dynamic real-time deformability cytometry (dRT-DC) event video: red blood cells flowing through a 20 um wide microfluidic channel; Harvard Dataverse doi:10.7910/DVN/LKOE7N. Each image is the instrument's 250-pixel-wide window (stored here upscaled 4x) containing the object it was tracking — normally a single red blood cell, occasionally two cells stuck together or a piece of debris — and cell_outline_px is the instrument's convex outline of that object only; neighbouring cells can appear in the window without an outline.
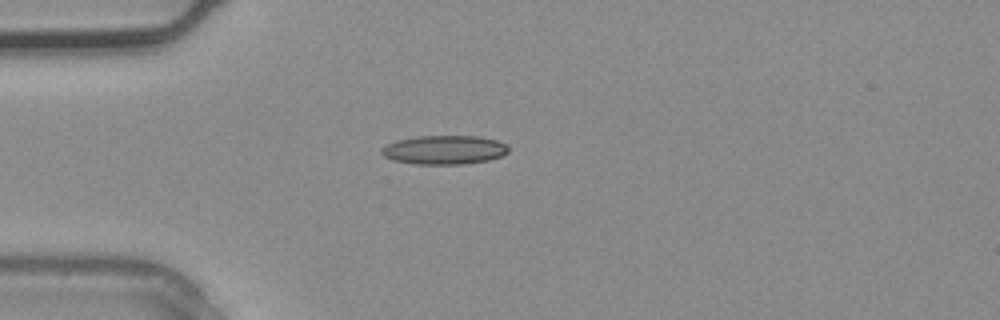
{"species": "common noctule bat (a hibernating species)", "species_latin": "Nyctalus noctula", "temperature_condition": "warm", "stored_images_in_passage": 3, "camera_frame_rate_fps": 3000, "um_per_image_px": 0.085, "animal": {"sex": "male", "body_mass_g": 20.4}, "frame": {"image": 1, "passage_image": 3, "time_ms": 0.667, "image_size_px": [1000, 320], "cell_outline_px": [[508, 152], [500, 156], [488, 160], [460, 164], [416, 164], [392, 160], [384, 156], [380, 152], [380, 148], [396, 140], [416, 136], [480, 136], [496, 140], [504, 144], [508, 148]], "centroid_in_image_um": [37.72, 12.73], "position_along_channel_um": 47.3, "area_um2": 21.33}}